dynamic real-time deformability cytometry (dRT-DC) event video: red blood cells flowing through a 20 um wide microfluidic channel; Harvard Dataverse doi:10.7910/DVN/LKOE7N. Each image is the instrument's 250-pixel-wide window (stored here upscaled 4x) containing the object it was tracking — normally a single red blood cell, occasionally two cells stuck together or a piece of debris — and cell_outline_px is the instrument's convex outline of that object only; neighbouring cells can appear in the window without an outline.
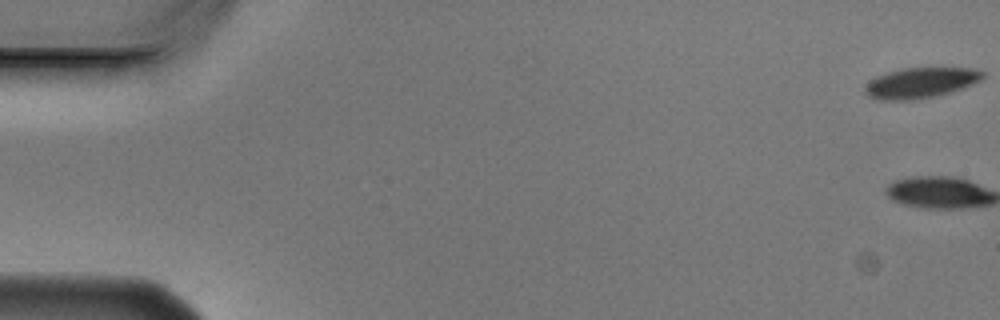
{"species": "Egyptian fruit bat (a non-hibernating species)", "species_latin": "Rousettus aegyptiacus", "temperature_condition": "cold", "stored_images_in_passage": 6, "camera_frame_rate_fps": 3000, "um_per_image_px": 0.085, "animal": {"sex": "male"}, "frame": {"image": 1, "passage_image": 1, "time_ms": 0.0, "image_size_px": [1000, 320], "cell_outline_px": [[984, 76], [980, 80], [972, 84], [948, 92], [932, 96], [912, 100], [880, 100], [868, 96], [864, 92], [864, 88], [876, 76], [888, 72], [904, 68], [972, 68], [984, 72]], "centroid_in_image_um": [78.23, 7.03], "position_along_channel_um": 6.8, "area_um2": 20.52}}